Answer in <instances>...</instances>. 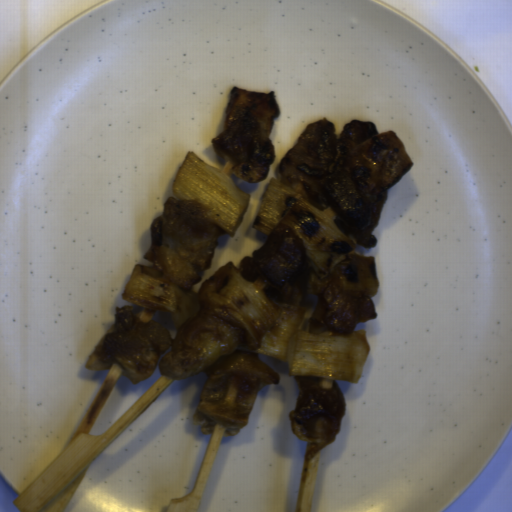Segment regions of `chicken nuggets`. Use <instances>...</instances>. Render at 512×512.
<instances>
[{"label":"chicken nuggets","instance_id":"chicken-nuggets-4","mask_svg":"<svg viewBox=\"0 0 512 512\" xmlns=\"http://www.w3.org/2000/svg\"><path fill=\"white\" fill-rule=\"evenodd\" d=\"M279 113L274 90L231 88L224 127L210 139L217 155L231 161V174L248 183L267 178L276 159L271 122Z\"/></svg>","mask_w":512,"mask_h":512},{"label":"chicken nuggets","instance_id":"chicken-nuggets-3","mask_svg":"<svg viewBox=\"0 0 512 512\" xmlns=\"http://www.w3.org/2000/svg\"><path fill=\"white\" fill-rule=\"evenodd\" d=\"M207 206L194 199L167 197L163 213L150 224L151 244L144 259L167 281L192 290L201 281L198 269L210 268L225 231L205 219Z\"/></svg>","mask_w":512,"mask_h":512},{"label":"chicken nuggets","instance_id":"chicken-nuggets-5","mask_svg":"<svg viewBox=\"0 0 512 512\" xmlns=\"http://www.w3.org/2000/svg\"><path fill=\"white\" fill-rule=\"evenodd\" d=\"M237 271L251 283L266 280L268 298L302 306L308 295L312 267L307 248L295 228L279 223L252 255L241 259Z\"/></svg>","mask_w":512,"mask_h":512},{"label":"chicken nuggets","instance_id":"chicken-nuggets-6","mask_svg":"<svg viewBox=\"0 0 512 512\" xmlns=\"http://www.w3.org/2000/svg\"><path fill=\"white\" fill-rule=\"evenodd\" d=\"M298 387L295 410H291V430L303 442H308L306 461L329 446L342 429L346 412L343 391L334 381L331 388H324L323 378L294 374Z\"/></svg>","mask_w":512,"mask_h":512},{"label":"chicken nuggets","instance_id":"chicken-nuggets-1","mask_svg":"<svg viewBox=\"0 0 512 512\" xmlns=\"http://www.w3.org/2000/svg\"><path fill=\"white\" fill-rule=\"evenodd\" d=\"M249 344L242 327L210 312L200 310L172 338L159 323H143L133 306H115V324L100 338L84 367L104 370L118 362L132 384L153 375L157 364L159 374L175 380L206 372L194 422L198 425L205 419V434L221 424L227 437L248 425L260 389L280 381L279 372L255 351L237 349ZM169 347L172 352L160 360Z\"/></svg>","mask_w":512,"mask_h":512},{"label":"chicken nuggets","instance_id":"chicken-nuggets-7","mask_svg":"<svg viewBox=\"0 0 512 512\" xmlns=\"http://www.w3.org/2000/svg\"><path fill=\"white\" fill-rule=\"evenodd\" d=\"M377 315L370 293L346 290L338 282L327 284L316 297L308 331L313 335L330 331L344 337L353 333L357 323L375 319Z\"/></svg>","mask_w":512,"mask_h":512},{"label":"chicken nuggets","instance_id":"chicken-nuggets-2","mask_svg":"<svg viewBox=\"0 0 512 512\" xmlns=\"http://www.w3.org/2000/svg\"><path fill=\"white\" fill-rule=\"evenodd\" d=\"M412 165L394 130L379 133L376 123L354 119L337 138L324 116L306 124L278 171L282 183L314 206L333 209L336 227L369 250L376 248L373 231L388 190Z\"/></svg>","mask_w":512,"mask_h":512}]
</instances>
